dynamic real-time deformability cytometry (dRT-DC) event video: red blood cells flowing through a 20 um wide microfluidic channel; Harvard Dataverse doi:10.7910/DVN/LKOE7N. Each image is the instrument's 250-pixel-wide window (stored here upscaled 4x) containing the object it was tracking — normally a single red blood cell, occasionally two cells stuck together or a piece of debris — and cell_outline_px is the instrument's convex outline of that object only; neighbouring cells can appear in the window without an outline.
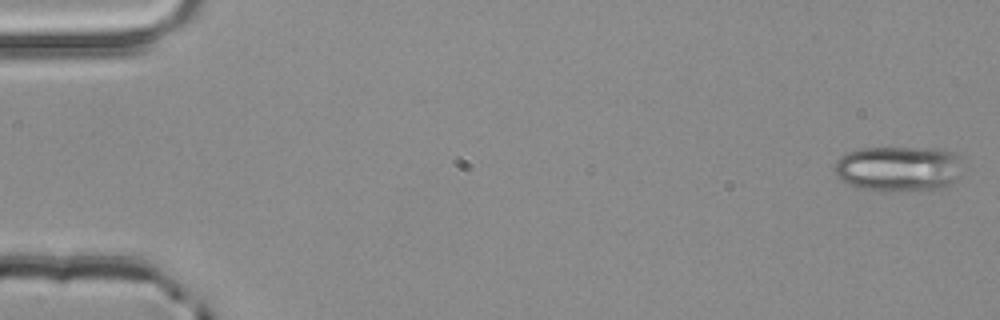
{"species": "common noctule bat (a hibernating species)", "species_latin": "Nyctalus noctula", "temperature_condition": "room temperature", "stored_images_in_passage": 4, "camera_frame_rate_fps": 3000, "um_per_image_px": 0.085, "animal": {"sex": "male", "body_mass_g": 20.4}, "frame": {"image": 1, "passage_image": 1, "time_ms": 0.0, "image_size_px": [1000, 320], "cell_outline_px": [[960, 176], [952, 184], [944, 188], [896, 192], [884, 192], [856, 188], [840, 180], [836, 176], [836, 160], [840, 156], [848, 152], [860, 148], [936, 148], [952, 152], [956, 156], [960, 172]], "centroid_in_image_um": [76.33, 14.37], "position_along_channel_um": 8.7, "area_um2": 34.28}}